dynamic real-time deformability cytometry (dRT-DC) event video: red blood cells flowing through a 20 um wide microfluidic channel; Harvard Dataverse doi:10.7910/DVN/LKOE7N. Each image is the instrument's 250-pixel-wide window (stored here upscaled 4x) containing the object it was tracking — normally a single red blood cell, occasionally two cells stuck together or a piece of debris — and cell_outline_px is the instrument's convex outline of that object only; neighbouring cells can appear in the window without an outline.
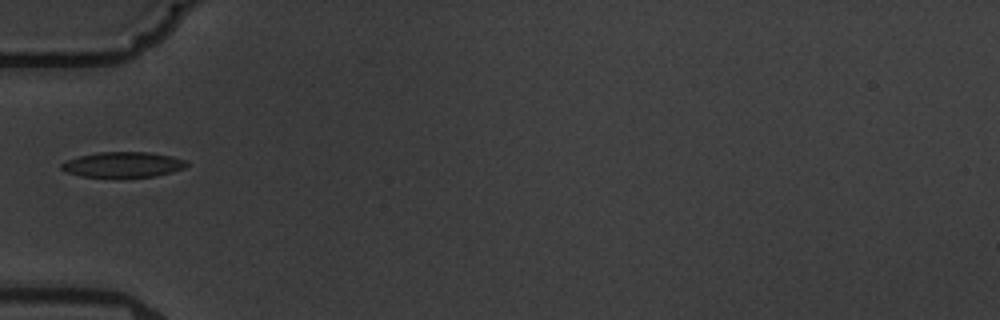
{"species": "common noctule bat (a hibernating species)", "species_latin": "Nyctalus noctula", "temperature_condition": "warm", "stored_images_in_passage": 1, "camera_frame_rate_fps": 3000, "um_per_image_px": 0.085, "animal": {"sex": "male", "body_mass_g": 19.5, "forearm_length_mm": 54.6}, "frame": {"image": 1, "passage_image": 1, "time_ms": 0.0, "image_size_px": [1000, 320], "cell_outline_px": [[188, 164], [184, 168], [172, 172], [156, 176], [80, 176], [68, 172], [60, 168], [60, 164], [68, 160], [80, 156], [96, 152], [148, 152], [172, 156], [184, 160]], "centroid_in_image_um": [10.46, 13.97], "position_along_channel_um": 74.5, "area_um2": 18.15}}